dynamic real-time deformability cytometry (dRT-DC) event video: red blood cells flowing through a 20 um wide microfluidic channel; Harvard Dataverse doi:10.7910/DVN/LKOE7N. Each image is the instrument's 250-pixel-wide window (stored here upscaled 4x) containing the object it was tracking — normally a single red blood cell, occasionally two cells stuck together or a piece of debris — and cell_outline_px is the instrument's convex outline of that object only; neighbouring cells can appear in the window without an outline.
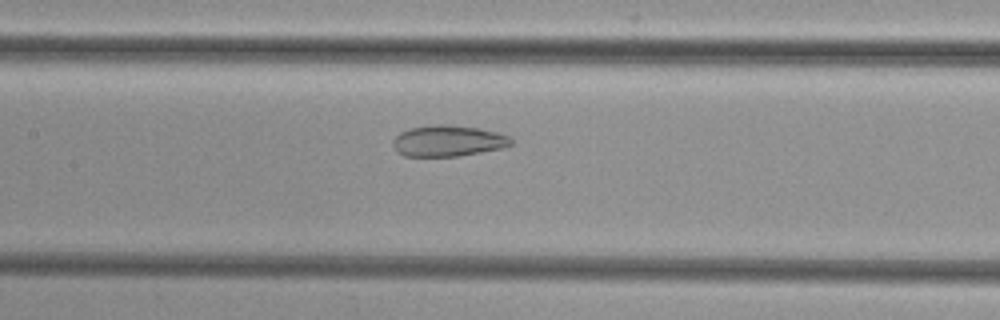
{"species": "common noctule bat (a hibernating species)", "species_latin": "Nyctalus noctula", "temperature_condition": "cold", "stored_images_in_passage": 30, "camera_frame_rate_fps": 3000, "um_per_image_px": 0.085, "animal": {"sex": "female", "body_mass_g": 29.2, "forearm_length_mm": 56.3}, "frame": {"image": 1, "passage_image": 8, "time_ms": 2.333, "image_size_px": [1000, 320], "cell_outline_px": [[512, 144], [504, 148], [460, 156], [404, 156], [396, 152], [392, 144], [392, 140], [400, 132], [412, 128], [436, 124], [444, 124], [480, 128], [496, 132], [508, 136], [512, 140]], "centroid_in_image_um": [38.08, 11.98], "position_along_channel_um": 169.3, "area_um2": 21.5}}
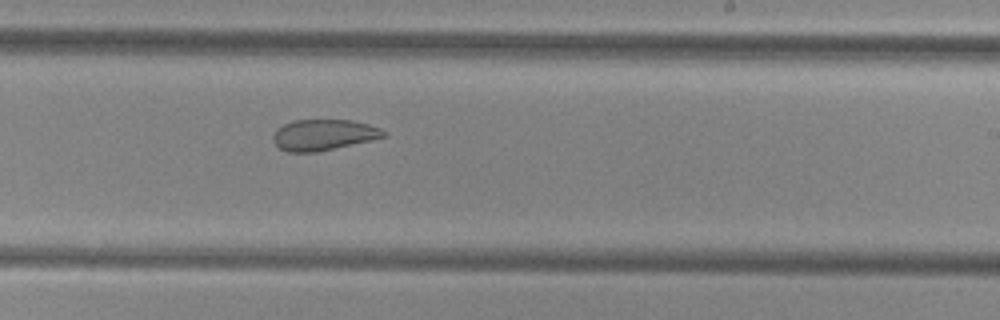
{"frame": {"image": 2, "passage_image": 15, "time_ms": 4.667, "image_size_px": [1000, 320], "cell_outline_px": [[388, 136], [316, 152], [288, 152], [280, 148], [272, 140], [272, 136], [276, 128], [284, 124], [296, 120], [352, 120], [368, 124], [380, 128], [388, 132]], "centroid_in_image_um": [27.5, 11.45], "position_along_channel_um": 261.5, "area_um2": 19.88}}
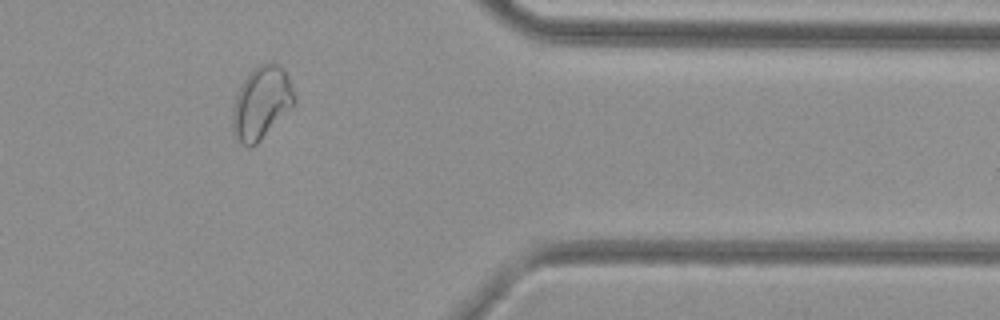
{"frame": {"image": 3, "passage_image": 26, "time_ms": 8.333, "image_size_px": [1000, 320], "cell_outline_px": [[296, 100], [292, 108], [256, 144], [248, 148], [240, 144], [236, 140], [232, 128], [232, 108], [236, 92], [240, 84], [260, 64], [268, 60], [272, 60], [284, 68], [288, 76]], "centroid_in_image_um": [22.2, 8.74], "position_along_channel_um": 389.2, "area_um2": 26.47}}